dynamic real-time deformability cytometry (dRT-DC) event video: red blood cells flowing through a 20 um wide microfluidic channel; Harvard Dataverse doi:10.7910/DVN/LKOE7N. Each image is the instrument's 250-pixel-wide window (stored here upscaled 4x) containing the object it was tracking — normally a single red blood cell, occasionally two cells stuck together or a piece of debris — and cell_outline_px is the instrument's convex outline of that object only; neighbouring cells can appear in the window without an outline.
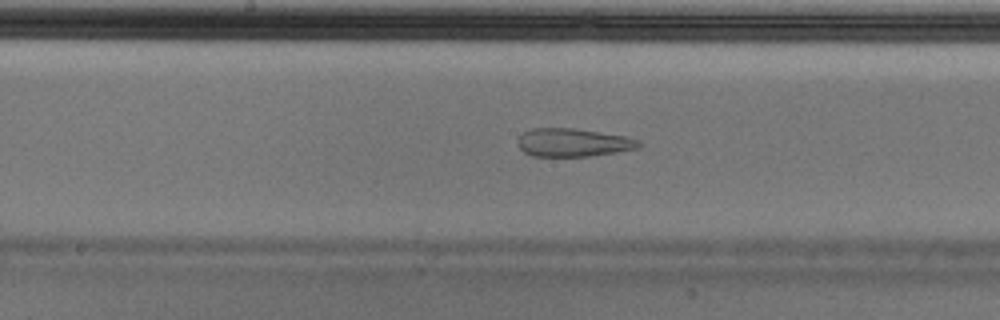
{"species": "Egyptian fruit bat (a non-hibernating species)", "species_latin": "Rousettus aegyptiacus", "temperature_condition": "cold", "stored_images_in_passage": 49, "camera_frame_rate_fps": 3000, "um_per_image_px": 0.085, "animal": {"sex": "male"}, "frame": {"image": 1, "passage_image": 23, "time_ms": 7.333, "image_size_px": [1000, 320], "cell_outline_px": [[640, 148], [616, 152], [588, 156], [532, 156], [524, 152], [516, 144], [516, 140], [524, 132], [532, 128], [572, 128], [628, 136], [640, 140]], "centroid_in_image_um": [48.71, 12.11], "position_along_channel_um": 199.5, "area_um2": 20.0}}
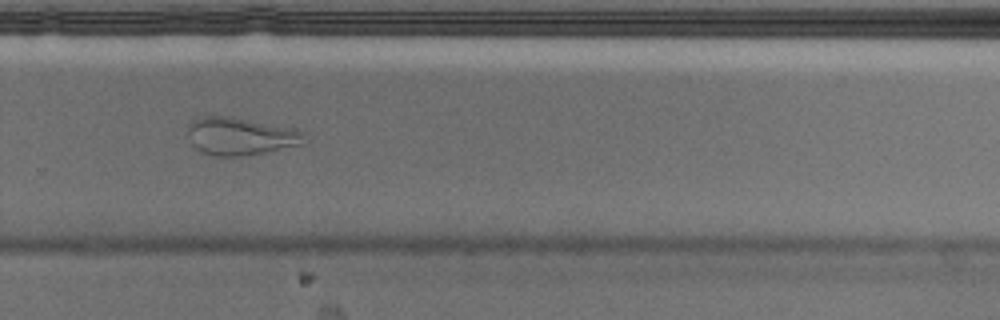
{"frame": {"image": 2, "passage_image": 32, "time_ms": 10.333, "image_size_px": [1000, 320], "cell_outline_px": [[304, 144], [264, 152], [240, 156], [216, 156], [200, 152], [192, 144], [188, 136], [188, 124], [192, 120], [204, 116], [224, 116], [296, 128], [304, 132]], "centroid_in_image_um": [20.42, 11.58], "position_along_channel_um": 309.4, "area_um2": 25.43}}
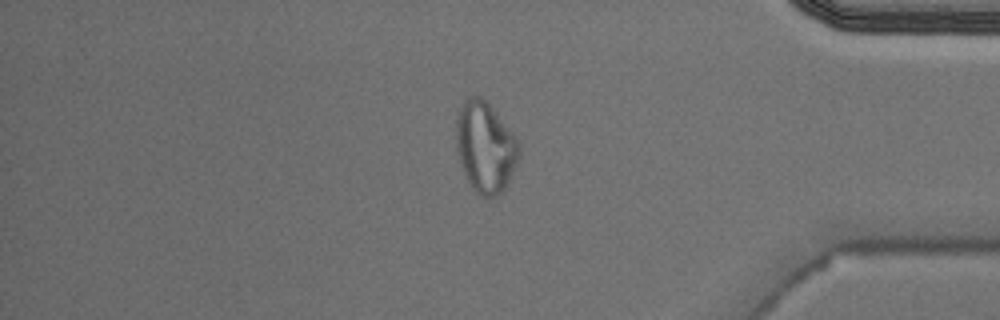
{"frame": {"image": 3, "passage_image": 41, "time_ms": 13.333, "image_size_px": [1000, 320], "cell_outline_px": [[520, 156], [508, 184], [496, 196], [484, 196], [476, 192], [472, 188], [460, 164], [456, 152], [456, 112], [460, 104], [468, 96], [480, 96], [488, 100], [520, 144]], "centroid_in_image_um": [41.23, 12.45], "position_along_channel_um": 394.0, "area_um2": 33.64}, "authors_computed_cell_mechanics": {"area_um2": 25.4898, "velocity_mm_per_s": 3.6873, "shape_relaxation_time_tau1_ms": null, "shape_relaxation_time_tau2_ms": 1.4178, "deformation_change_tau1": null, "deformation_change_tau2": 0.0803}}